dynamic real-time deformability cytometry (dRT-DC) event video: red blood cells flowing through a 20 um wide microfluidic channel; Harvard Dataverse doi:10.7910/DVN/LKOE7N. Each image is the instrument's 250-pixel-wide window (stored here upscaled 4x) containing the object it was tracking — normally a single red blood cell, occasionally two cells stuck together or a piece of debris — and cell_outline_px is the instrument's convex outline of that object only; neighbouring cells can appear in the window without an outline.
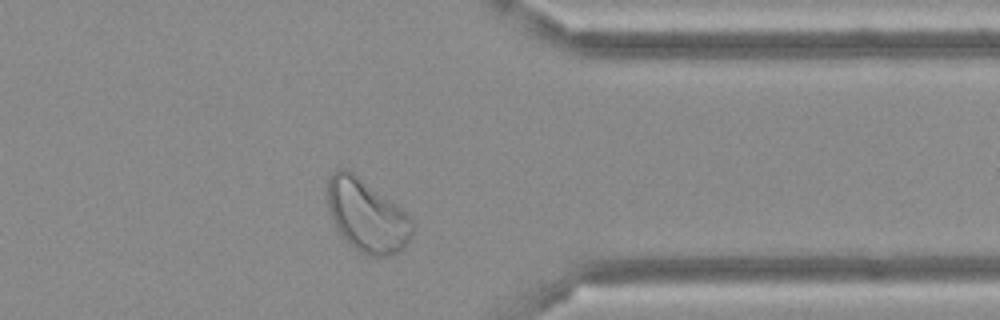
{"species": "Egyptian fruit bat (a non-hibernating species)", "species_latin": "Rousettus aegyptiacus", "temperature_condition": "cold", "stored_images_in_passage": 36, "camera_frame_rate_fps": 3000, "um_per_image_px": 0.085, "frame": {"image": 1, "passage_image": 26, "time_ms": 8.333, "image_size_px": [1000, 320], "cell_outline_px": [[412, 236], [404, 248], [400, 252], [388, 256], [368, 256], [360, 252], [336, 228], [328, 208], [328, 180], [332, 172], [336, 168], [348, 168], [400, 208], [412, 220]], "centroid_in_image_um": [31.17, 18.32], "position_along_channel_um": 380.2, "area_um2": 35.37}}